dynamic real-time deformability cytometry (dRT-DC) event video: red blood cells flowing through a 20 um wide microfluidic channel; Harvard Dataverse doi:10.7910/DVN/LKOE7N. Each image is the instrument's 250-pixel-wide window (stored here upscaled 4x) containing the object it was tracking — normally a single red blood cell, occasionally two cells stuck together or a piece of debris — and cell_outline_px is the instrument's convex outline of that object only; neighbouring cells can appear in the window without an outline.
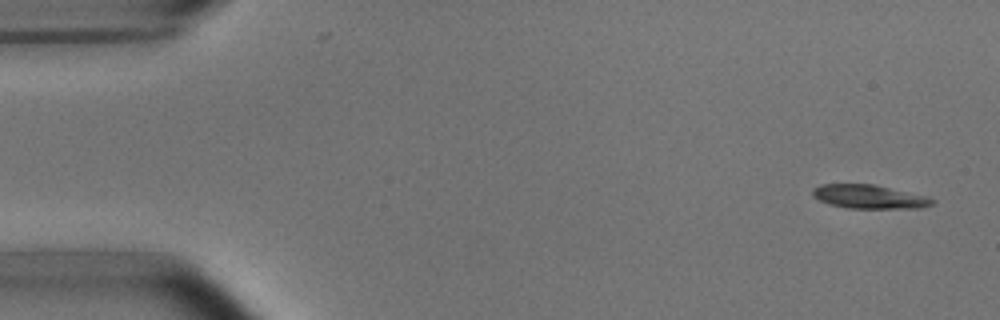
{"species": "common noctule bat (a hibernating species)", "species_latin": "Nyctalus noctula", "temperature_condition": "room temperature", "stored_images_in_passage": 5, "camera_frame_rate_fps": 3000, "um_per_image_px": 0.085, "animal": {"sex": "male", "body_mass_g": 15.6}, "frame": {"image": 1, "passage_image": 1, "time_ms": 0.0, "image_size_px": [1000, 320], "cell_outline_px": [[936, 204], [920, 208], [848, 208], [828, 204], [812, 196], [812, 188], [820, 184], [872, 184], [924, 196], [936, 200]], "centroid_in_image_um": [73.85, 16.73], "position_along_channel_um": 11.2, "area_um2": 16.47}}
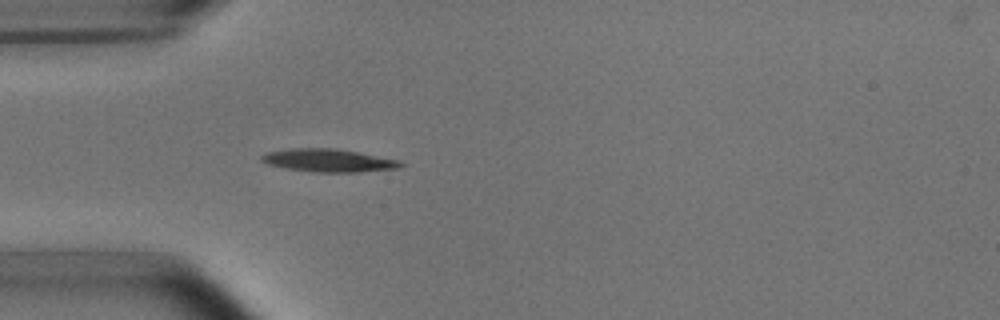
{"frame": {"image": 2, "passage_image": 5, "time_ms": 4.333, "image_size_px": [1000, 320], "cell_outline_px": [[404, 164], [400, 168], [356, 172], [316, 172], [284, 168], [268, 164], [260, 160], [260, 156], [268, 152], [292, 148], [336, 148], [360, 152], [400, 160]], "centroid_in_image_um": [27.94, 13.63], "position_along_channel_um": 57.1, "area_um2": 18.67}}